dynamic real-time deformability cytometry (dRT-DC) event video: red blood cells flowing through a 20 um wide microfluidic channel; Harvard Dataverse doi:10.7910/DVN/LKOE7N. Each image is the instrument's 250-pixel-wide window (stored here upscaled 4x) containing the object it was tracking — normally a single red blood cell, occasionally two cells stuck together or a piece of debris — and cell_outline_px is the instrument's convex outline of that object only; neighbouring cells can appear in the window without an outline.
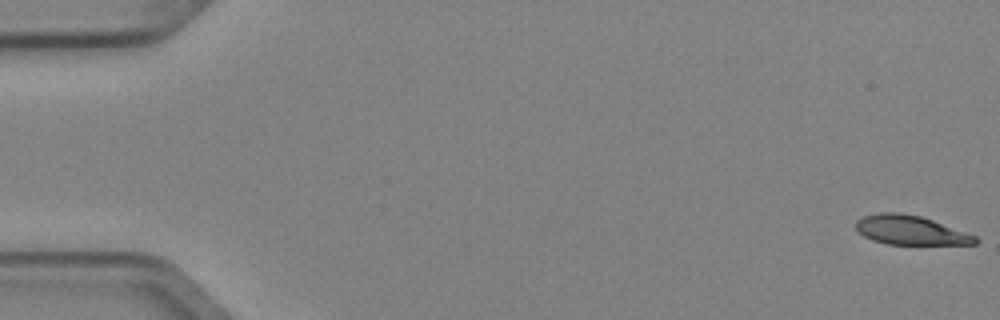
{"species": "Egyptian fruit bat (a non-hibernating species)", "species_latin": "Rousettus aegyptiacus", "temperature_condition": "cold", "stored_images_in_passage": 3, "segment_of_instrument_passage": [2, 2], "camera_frame_rate_fps": 3000, "um_per_image_px": 0.085, "animal": {"sex": "female"}, "frame": {"image": 1, "passage_image": 3, "time_ms": 0.667, "image_size_px": [1000, 320], "cell_outline_px": [[980, 240], [976, 244], [888, 244], [872, 240], [864, 236], [856, 228], [856, 220], [864, 216], [880, 212], [900, 212], [920, 216], [932, 220], [976, 236]], "centroid_in_image_um": [77.38, 19.56], "position_along_channel_um": 7.6, "area_um2": 20.11}}